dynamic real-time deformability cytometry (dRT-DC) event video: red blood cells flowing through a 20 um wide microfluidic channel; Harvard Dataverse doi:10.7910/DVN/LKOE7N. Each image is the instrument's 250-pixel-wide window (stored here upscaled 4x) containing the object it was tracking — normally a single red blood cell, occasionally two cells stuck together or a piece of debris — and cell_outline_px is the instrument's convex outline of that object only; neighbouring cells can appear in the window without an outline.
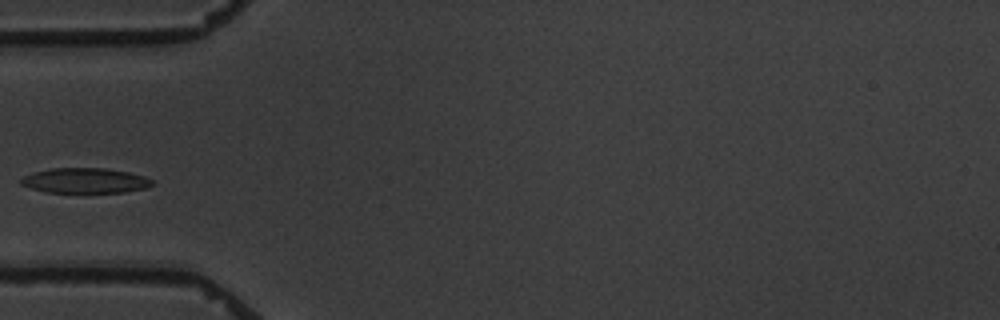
{"species": "common noctule bat (a hibernating species)", "species_latin": "Nyctalus noctula", "temperature_condition": "warm", "stored_images_in_passage": 14, "camera_frame_rate_fps": 3000, "um_per_image_px": 0.085, "animal": {"sex": "male", "body_mass_g": 19.5, "forearm_length_mm": 54.6}, "frame": {"image": 1, "passage_image": 4, "time_ms": 4.333, "image_size_px": [1000, 320], "cell_outline_px": [[152, 184], [148, 188], [124, 192], [48, 192], [32, 188], [20, 184], [20, 180], [24, 176], [36, 172], [52, 168], [104, 168], [128, 172], [144, 176], [152, 180]], "centroid_in_image_um": [7.26, 15.35], "position_along_channel_um": 77.7, "area_um2": 18.96}}
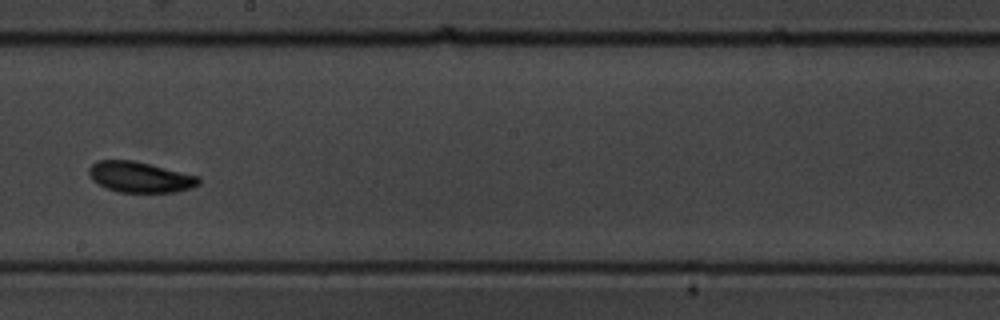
{"frame": {"image": 2, "passage_image": 8, "time_ms": 9.0, "image_size_px": [1000, 320], "cell_outline_px": [[200, 184], [192, 188], [176, 192], [120, 192], [108, 188], [92, 180], [88, 172], [88, 168], [96, 160], [132, 160], [200, 176]], "centroid_in_image_um": [11.92, 15.05], "position_along_channel_um": 236.3, "area_um2": 19.59}}
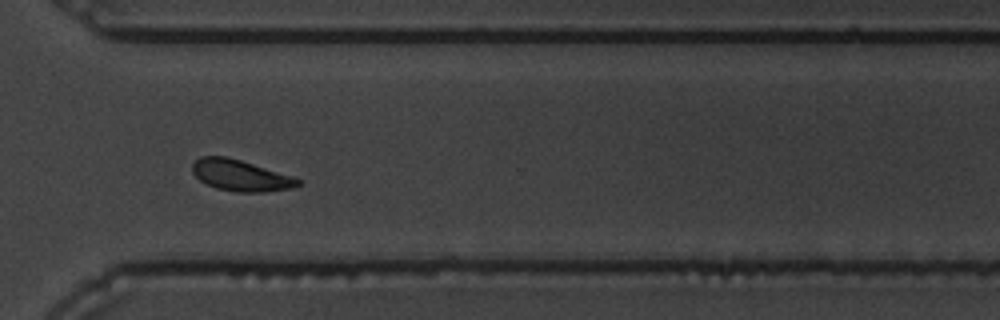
{"frame": {"image": 3, "passage_image": 11, "time_ms": 12.333, "image_size_px": [1000, 320], "cell_outline_px": [[304, 184], [292, 188], [264, 192], [236, 192], [216, 188], [200, 180], [192, 172], [192, 164], [200, 156], [228, 156], [292, 176], [304, 180]], "centroid_in_image_um": [20.49, 14.91], "position_along_channel_um": 350.1, "area_um2": 19.31}, "authors_computed_cell_mechanics": {"area_um2": 19.3919, "velocity_mm_per_s": 3.4088, "shape_relaxation_time_tau1_ms": 2.8505, "shape_relaxation_time_tau2_ms": 3.5712, "deformation_change_tau1": 0.115, "deformation_change_tau2": 0.0586}}